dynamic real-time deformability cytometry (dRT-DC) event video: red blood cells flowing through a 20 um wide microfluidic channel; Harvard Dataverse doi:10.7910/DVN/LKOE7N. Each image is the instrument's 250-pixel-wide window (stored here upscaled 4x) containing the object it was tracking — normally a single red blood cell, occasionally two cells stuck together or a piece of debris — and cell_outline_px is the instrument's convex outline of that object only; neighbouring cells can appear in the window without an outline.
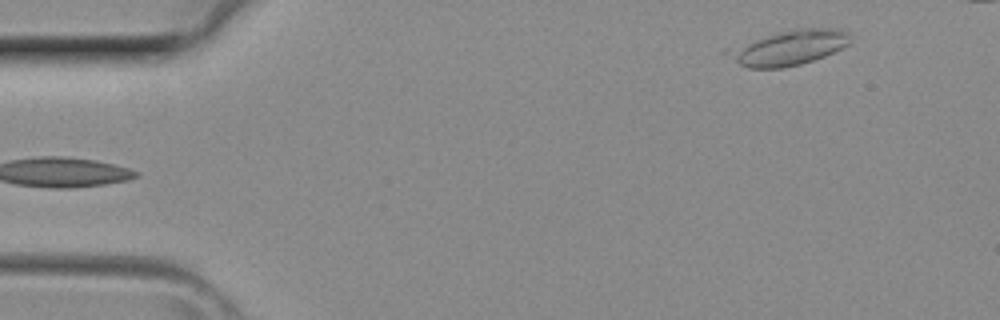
{"species": "common noctule bat (a hibernating species)", "species_latin": "Nyctalus noctula", "temperature_condition": "room temperature", "stored_images_in_passage": 3, "camera_frame_rate_fps": 3000, "um_per_image_px": 0.085, "animal": {"sex": "female", "body_mass_g": 29.2, "forearm_length_mm": 56.3}, "frame": {"image": 1, "passage_image": 3, "time_ms": 0.667, "image_size_px": [1000, 320], "cell_outline_px": [[852, 40], [848, 44], [824, 56], [800, 64], [784, 68], [748, 68], [740, 64], [720, 52], [720, 48], [780, 32], [796, 28], [840, 28], [848, 32], [852, 36]], "centroid_in_image_um": [66.96, 4.05], "position_along_channel_um": 18.0, "area_um2": 25.37}}